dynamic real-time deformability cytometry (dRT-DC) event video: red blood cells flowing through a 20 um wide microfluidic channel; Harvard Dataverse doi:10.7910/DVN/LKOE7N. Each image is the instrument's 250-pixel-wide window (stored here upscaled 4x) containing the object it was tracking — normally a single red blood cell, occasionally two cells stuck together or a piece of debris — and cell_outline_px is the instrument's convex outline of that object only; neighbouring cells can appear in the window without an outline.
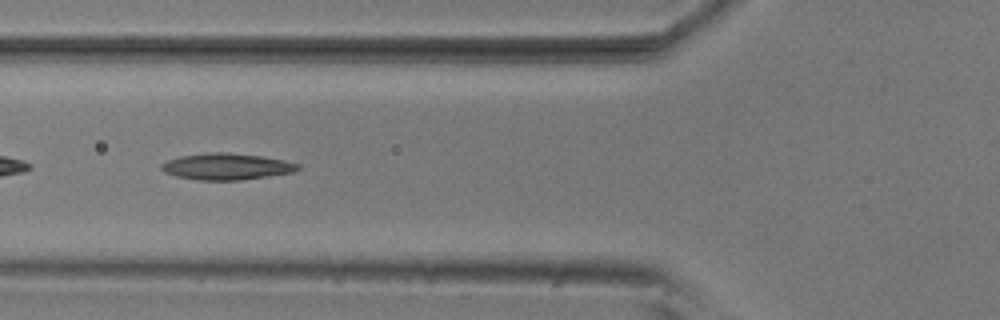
{"species": "common noctule bat (a hibernating species)", "species_latin": "Nyctalus noctula", "temperature_condition": "room temperature", "stored_images_in_passage": 41, "camera_frame_rate_fps": 3000, "um_per_image_px": 0.085, "animal": {"sex": "male", "body_mass_g": 20.5, "forearm_length_mm": 52.5}, "frame": {"image": 1, "passage_image": 19, "time_ms": 6.0, "image_size_px": [1000, 320], "cell_outline_px": [[300, 168], [292, 172], [268, 176], [240, 180], [196, 180], [176, 176], [164, 172], [160, 168], [160, 164], [168, 160], [180, 156], [212, 152], [228, 152], [264, 156], [284, 160], [300, 164]], "centroid_in_image_um": [19.25, 14.15], "position_along_channel_um": 106.6, "area_um2": 21.1}}
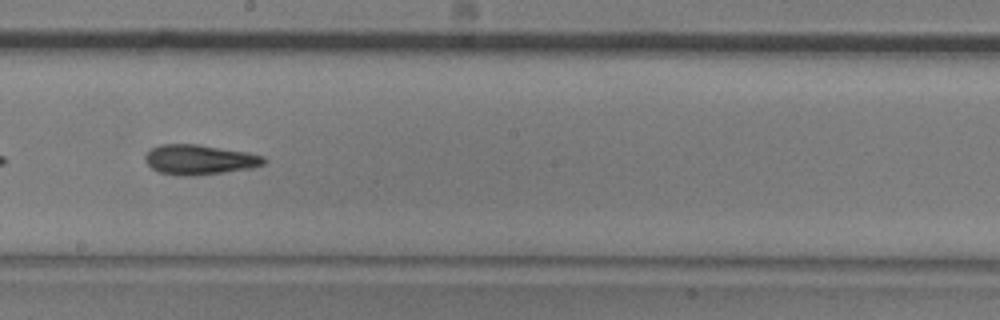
{"frame": {"image": 2, "passage_image": 29, "time_ms": 9.333, "image_size_px": [1000, 320], "cell_outline_px": [[268, 160], [264, 164], [252, 168], [196, 176], [180, 176], [160, 172], [152, 168], [144, 160], [144, 156], [152, 148], [160, 144], [196, 144], [248, 152], [264, 156]], "centroid_in_image_um": [16.97, 13.57], "position_along_channel_um": 231.2, "area_um2": 20.81}}
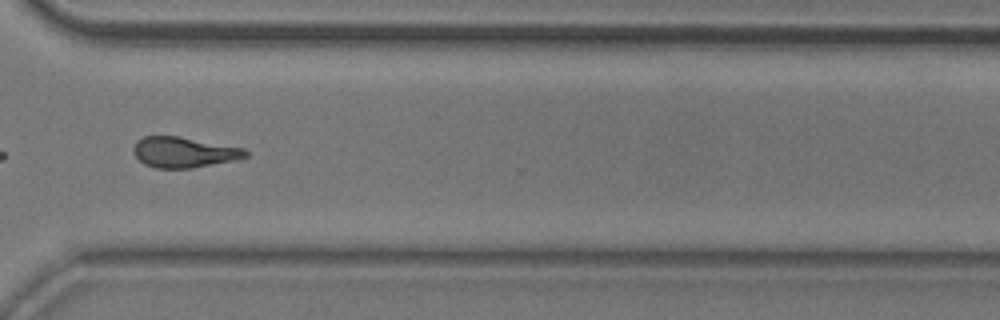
{"frame": {"image": 3, "passage_image": 39, "time_ms": 12.667, "image_size_px": [1000, 320], "cell_outline_px": [[248, 156], [240, 160], [192, 168], [156, 168], [144, 164], [136, 156], [132, 148], [136, 140], [144, 136], [180, 136], [244, 148], [248, 152]], "centroid_in_image_um": [15.66, 12.94], "position_along_channel_um": 354.9, "area_um2": 20.23}, "authors_computed_cell_mechanics": {"area_um2": 20.808, "velocity_mm_per_s": 3.7249, "shape_relaxation_time_tau1_ms": 5.1034, "shape_relaxation_time_tau2_ms": 4.1348, "deformation_change_tau1": 0.154, "deformation_change_tau2": 0.1464}}